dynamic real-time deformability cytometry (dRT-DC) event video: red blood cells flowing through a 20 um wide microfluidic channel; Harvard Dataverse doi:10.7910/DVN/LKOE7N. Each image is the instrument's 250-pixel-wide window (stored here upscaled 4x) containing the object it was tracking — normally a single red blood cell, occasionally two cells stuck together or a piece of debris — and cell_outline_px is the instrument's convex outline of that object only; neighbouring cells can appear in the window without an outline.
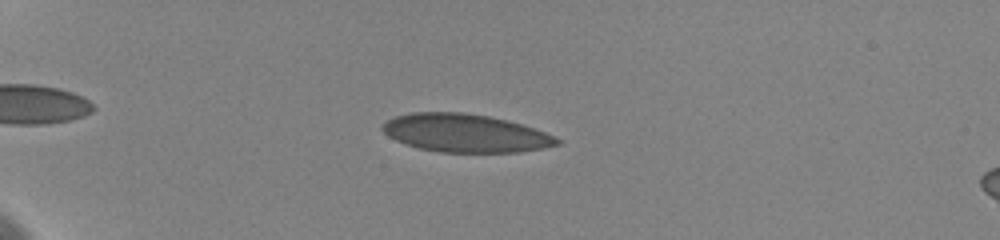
{"species": "human", "species_latin": "Homo sapiens", "temperature_condition": "cold", "stored_images_in_passage": 13, "camera_frame_rate_fps": 3000, "um_per_image_px": 0.085, "donor": {"sex": "female"}, "frame": {"image": 1, "passage_image": 6, "time_ms": 3.0, "image_size_px": [1000, 240], "cell_outline_px": [[564, 140], [560, 144], [544, 148], [520, 152], [440, 152], [420, 148], [396, 140], [388, 136], [380, 128], [388, 120], [396, 116], [412, 112], [464, 112], [488, 116], [520, 124], [544, 132]], "centroid_in_image_um": [39.57, 11.32], "position_along_channel_um": 45.4, "area_um2": 38.49}}